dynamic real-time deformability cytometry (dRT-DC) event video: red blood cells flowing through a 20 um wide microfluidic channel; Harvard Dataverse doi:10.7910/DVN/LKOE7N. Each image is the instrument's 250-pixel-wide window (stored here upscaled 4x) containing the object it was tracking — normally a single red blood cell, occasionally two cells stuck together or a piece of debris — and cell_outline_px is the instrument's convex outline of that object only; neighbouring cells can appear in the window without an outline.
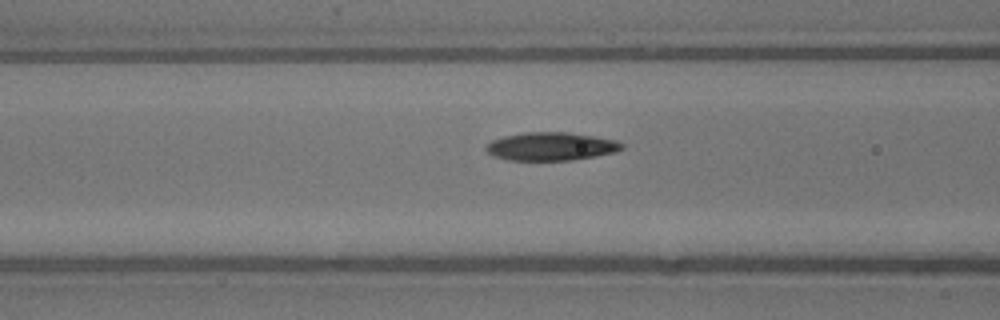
{"species": "common noctule bat (a hibernating species)", "species_latin": "Nyctalus noctula", "temperature_condition": "warm", "stored_images_in_passage": 9, "camera_frame_rate_fps": 3000, "um_per_image_px": 0.085, "animal": {"sex": "male", "body_mass_g": 13.3}, "frame": {"image": 1, "passage_image": 7, "time_ms": 2.0, "image_size_px": [1000, 320], "cell_outline_px": [[624, 148], [616, 152], [596, 156], [572, 160], [508, 160], [492, 156], [484, 148], [492, 140], [504, 136], [524, 132], [568, 132], [616, 140], [624, 144]], "centroid_in_image_um": [46.84, 12.44], "position_along_channel_um": 119.8, "area_um2": 22.37}}